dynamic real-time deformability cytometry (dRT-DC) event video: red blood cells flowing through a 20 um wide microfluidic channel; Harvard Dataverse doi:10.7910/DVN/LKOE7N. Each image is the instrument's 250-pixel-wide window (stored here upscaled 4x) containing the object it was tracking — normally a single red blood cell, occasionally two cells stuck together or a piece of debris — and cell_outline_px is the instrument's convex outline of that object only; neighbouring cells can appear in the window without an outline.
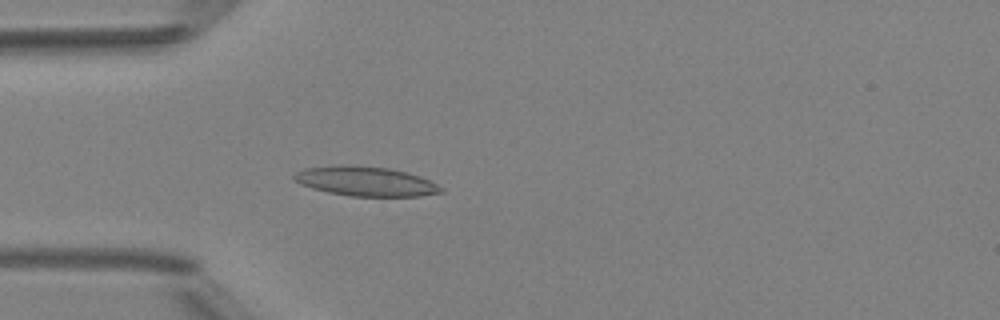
{"species": "Egyptian fruit bat (a non-hibernating species)", "species_latin": "Rousettus aegyptiacus", "temperature_condition": "room temperature", "stored_images_in_passage": 4, "camera_frame_rate_fps": 3000, "um_per_image_px": 0.085, "animal": {"sex": "female"}, "frame": {"image": 1, "passage_image": 4, "time_ms": 4.333, "image_size_px": [1000, 320], "cell_outline_px": [[444, 192], [420, 196], [352, 196], [328, 192], [312, 188], [300, 184], [292, 176], [296, 172], [304, 168], [388, 168], [408, 172], [420, 176], [444, 188]], "centroid_in_image_um": [31.17, 15.47], "position_along_channel_um": 53.8, "area_um2": 24.04}}